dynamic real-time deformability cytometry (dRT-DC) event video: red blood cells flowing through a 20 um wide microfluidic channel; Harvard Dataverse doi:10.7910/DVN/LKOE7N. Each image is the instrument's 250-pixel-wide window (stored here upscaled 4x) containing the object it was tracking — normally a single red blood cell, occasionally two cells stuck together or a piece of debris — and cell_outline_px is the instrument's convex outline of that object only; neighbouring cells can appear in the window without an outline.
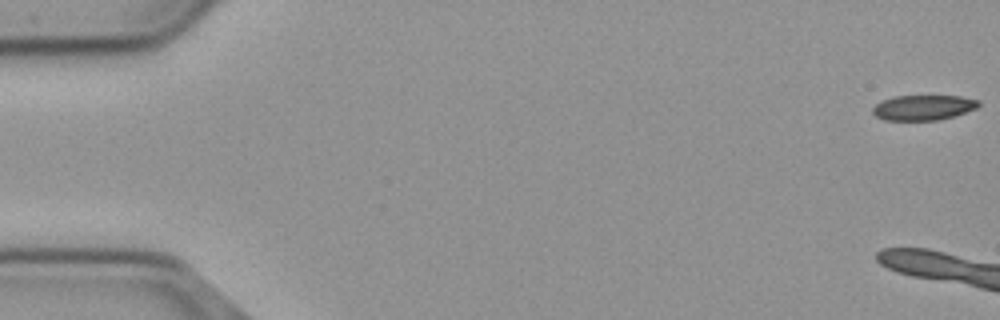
{"species": "common noctule bat (a hibernating species)", "species_latin": "Nyctalus noctula", "temperature_condition": "cold", "stored_images_in_passage": 18, "camera_frame_rate_fps": 3000, "um_per_image_px": 0.085, "animal": {"sex": "male", "body_mass_g": 23.1, "forearm_length_mm": 52.7}, "frame": {"image": 1, "passage_image": 1, "time_ms": 0.0, "image_size_px": [1000, 320], "cell_outline_px": [[980, 104], [976, 108], [956, 116], [940, 120], [884, 120], [876, 116], [872, 112], [872, 108], [876, 104], [892, 96], [960, 96], [980, 100]], "centroid_in_image_um": [78.5, 9.14], "position_along_channel_um": 6.5, "area_um2": 15.61}}